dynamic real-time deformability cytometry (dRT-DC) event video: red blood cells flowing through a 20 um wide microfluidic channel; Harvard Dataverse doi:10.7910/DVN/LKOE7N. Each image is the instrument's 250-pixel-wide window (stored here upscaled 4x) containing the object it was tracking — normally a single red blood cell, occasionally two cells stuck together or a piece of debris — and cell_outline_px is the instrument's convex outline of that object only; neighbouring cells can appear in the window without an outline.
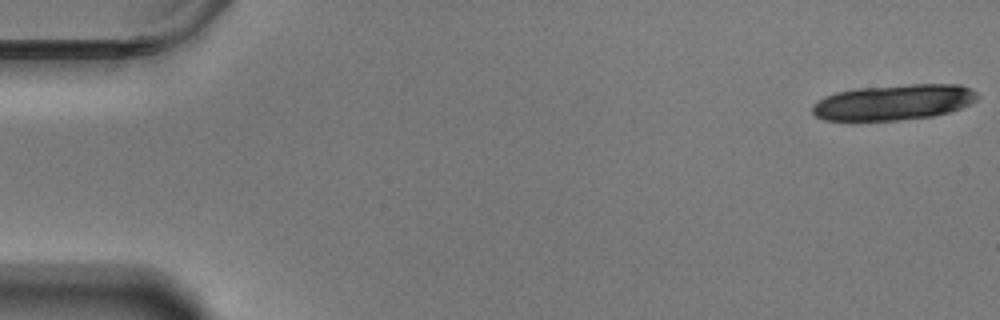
{"species": "Egyptian fruit bat (a non-hibernating species)", "species_latin": "Rousettus aegyptiacus", "temperature_condition": "warm", "stored_images_in_passage": 20, "camera_frame_rate_fps": 3000, "um_per_image_px": 0.085, "animal": {"sex": "male"}, "frame": {"image": 1, "passage_image": 1, "time_ms": 0.0, "image_size_px": [1000, 320], "cell_outline_px": [[980, 96], [976, 100], [960, 108], [948, 112], [932, 116], [900, 120], [824, 120], [816, 116], [812, 112], [812, 104], [816, 100], [824, 96], [836, 92], [856, 88], [912, 84], [960, 84], [972, 88]], "centroid_in_image_um": [75.95, 8.68], "position_along_channel_um": 9.0, "area_um2": 34.39}}